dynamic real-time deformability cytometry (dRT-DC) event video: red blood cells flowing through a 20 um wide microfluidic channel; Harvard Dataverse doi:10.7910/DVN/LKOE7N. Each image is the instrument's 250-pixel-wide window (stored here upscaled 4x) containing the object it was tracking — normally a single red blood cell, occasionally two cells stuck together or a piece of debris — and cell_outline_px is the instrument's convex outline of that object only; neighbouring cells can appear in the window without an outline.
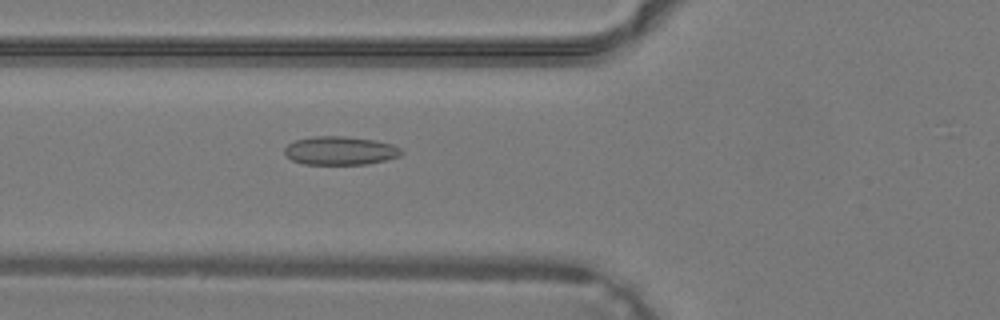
{"species": "common noctule bat (a hibernating species)", "species_latin": "Nyctalus noctula", "temperature_condition": "warm", "stored_images_in_passage": 34, "camera_frame_rate_fps": 3000, "um_per_image_px": 0.085, "animal": {"sex": "male", "body_mass_g": 19.2, "forearm_length_mm": 51.8}, "frame": {"image": 1, "passage_image": 16, "time_ms": 5.0, "image_size_px": [1000, 320], "cell_outline_px": [[404, 152], [400, 156], [384, 160], [364, 164], [304, 164], [292, 160], [284, 152], [284, 148], [288, 144], [296, 140], [316, 136], [344, 136], [376, 140], [392, 144], [400, 148]], "centroid_in_image_um": [28.93, 12.8], "position_along_channel_um": 96.9, "area_um2": 19.31}}
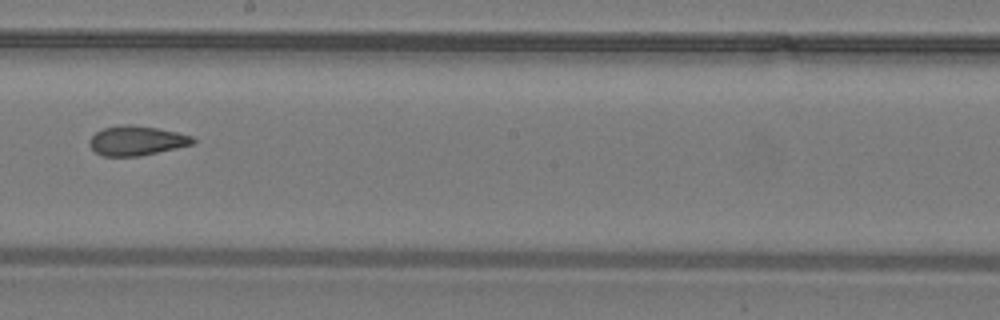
{"frame": {"image": 2, "passage_image": 24, "time_ms": 7.667, "image_size_px": [1000, 320], "cell_outline_px": [[196, 140], [192, 144], [176, 148], [140, 156], [100, 156], [88, 144], [92, 136], [96, 132], [104, 128], [124, 124], [128, 124], [156, 128], [176, 132], [192, 136]], "centroid_in_image_um": [11.59, 11.96], "position_along_channel_um": 236.6, "area_um2": 17.63}}
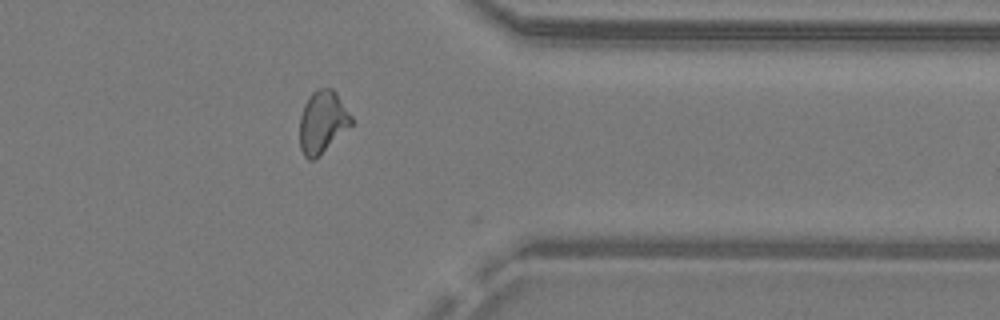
{"frame": {"image": 3, "passage_image": 33, "time_ms": 10.667, "image_size_px": [1000, 320], "cell_outline_px": [[352, 124], [312, 160], [308, 160], [304, 156], [300, 148], [300, 116], [304, 104], [308, 96], [316, 88], [332, 88], [336, 92], [352, 116]], "centroid_in_image_um": [27.38, 10.31], "position_along_channel_um": 384.0, "area_um2": 18.44}}